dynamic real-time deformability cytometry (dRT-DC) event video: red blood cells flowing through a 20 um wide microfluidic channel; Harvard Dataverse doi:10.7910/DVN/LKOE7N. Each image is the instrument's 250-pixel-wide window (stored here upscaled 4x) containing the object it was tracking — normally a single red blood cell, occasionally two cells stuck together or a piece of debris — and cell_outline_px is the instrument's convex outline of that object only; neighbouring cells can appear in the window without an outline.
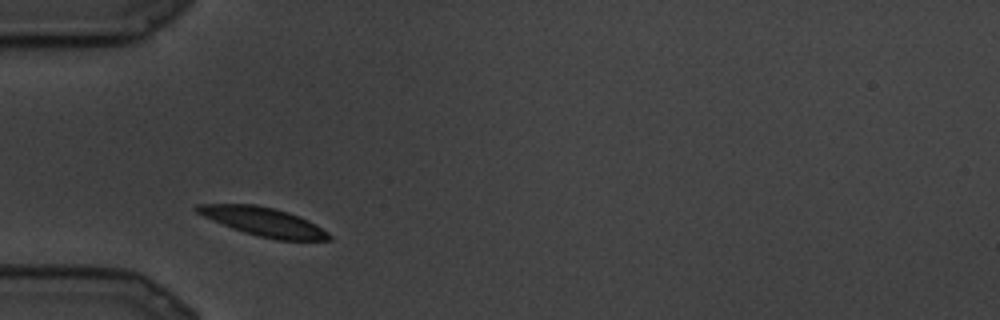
{"species": "common noctule bat (a hibernating species)", "species_latin": "Nyctalus noctula", "temperature_condition": "cold", "stored_images_in_passage": 6, "camera_frame_rate_fps": 3000, "um_per_image_px": 0.085, "animal": {"sex": "male", "body_mass_g": 19.5, "forearm_length_mm": 54.6}, "frame": {"image": 1, "passage_image": 1, "time_ms": 0.0, "image_size_px": [1000, 320], "cell_outline_px": [[332, 240], [276, 240], [244, 232], [232, 228], [212, 220], [196, 212], [192, 208], [196, 204], [256, 204], [288, 212], [300, 216], [308, 220], [328, 232], [332, 236]], "centroid_in_image_um": [22.39, 18.84], "position_along_channel_um": 62.6, "area_um2": 21.96}}
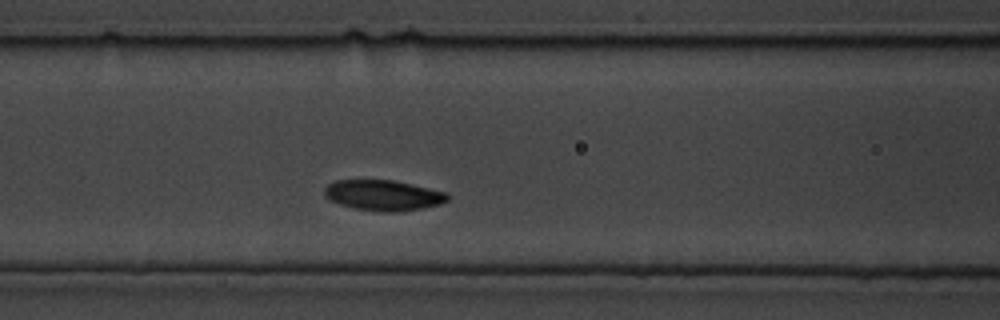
{"frame": {"image": 2, "passage_image": 4, "time_ms": 1.0, "image_size_px": [1000, 320], "cell_outline_px": [[448, 200], [440, 204], [420, 208], [396, 212], [380, 212], [352, 208], [328, 200], [324, 196], [324, 188], [328, 184], [336, 180], [392, 180], [448, 192]], "centroid_in_image_um": [32.54, 16.6], "position_along_channel_um": 134.1, "area_um2": 21.96}}
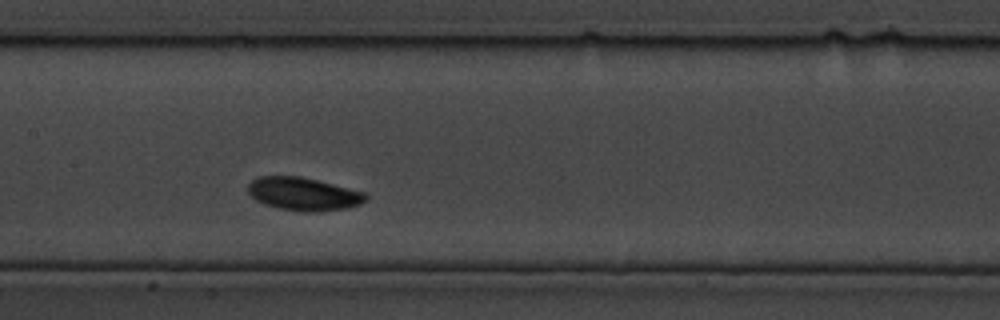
{"frame": {"image": 3, "passage_image": 6, "time_ms": 1.667, "image_size_px": [1000, 320], "cell_outline_px": [[368, 200], [360, 204], [344, 208], [316, 212], [308, 212], [280, 208], [264, 204], [256, 200], [248, 192], [248, 184], [256, 176], [300, 176], [364, 192], [368, 196]], "centroid_in_image_um": [25.78, 16.48], "position_along_channel_um": 181.6, "area_um2": 22.48}}